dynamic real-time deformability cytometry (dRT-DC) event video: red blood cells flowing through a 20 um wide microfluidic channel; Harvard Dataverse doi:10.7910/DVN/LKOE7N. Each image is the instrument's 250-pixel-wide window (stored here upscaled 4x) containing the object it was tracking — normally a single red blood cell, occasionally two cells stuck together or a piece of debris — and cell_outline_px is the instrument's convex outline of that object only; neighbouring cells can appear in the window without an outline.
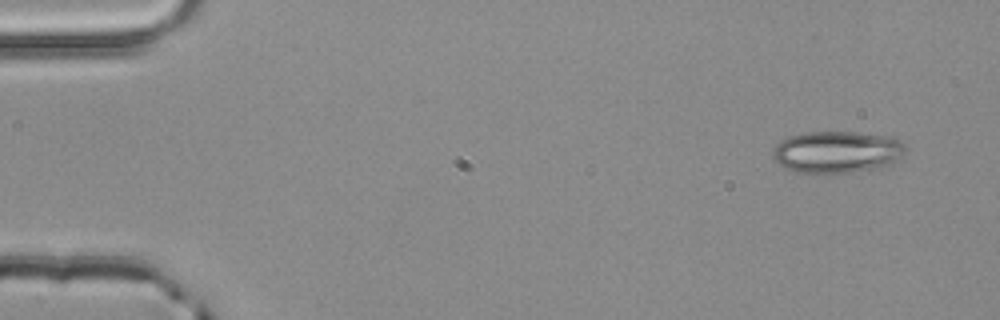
{"species": "common noctule bat (a hibernating species)", "species_latin": "Nyctalus noctula", "temperature_condition": "room temperature", "stored_images_in_passage": 3, "camera_frame_rate_fps": 3000, "um_per_image_px": 0.085, "animal": {"sex": "male", "body_mass_g": 20.4}, "frame": {"image": 1, "passage_image": 1, "time_ms": 0.0, "image_size_px": [1000, 320], "cell_outline_px": [[908, 148], [900, 156], [884, 164], [872, 168], [848, 172], [796, 172], [784, 168], [772, 156], [772, 148], [780, 140], [788, 136], [804, 132], [856, 132], [884, 136], [900, 140]], "centroid_in_image_um": [71.05, 12.89], "position_along_channel_um": 14.0, "area_um2": 31.79}}